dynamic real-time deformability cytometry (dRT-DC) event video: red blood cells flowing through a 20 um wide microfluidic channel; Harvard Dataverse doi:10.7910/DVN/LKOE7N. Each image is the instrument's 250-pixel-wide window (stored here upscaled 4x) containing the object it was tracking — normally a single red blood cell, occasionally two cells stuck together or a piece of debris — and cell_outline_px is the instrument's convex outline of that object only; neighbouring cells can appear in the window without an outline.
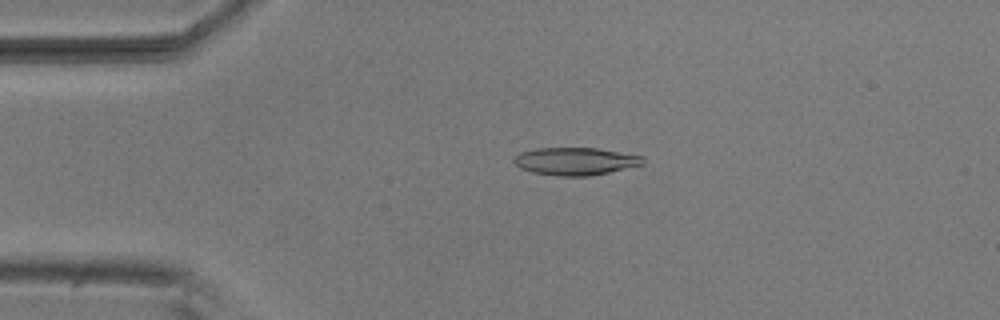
{"species": "common noctule bat (a hibernating species)", "species_latin": "Nyctalus noctula", "temperature_condition": "room temperature", "stored_images_in_passage": 52, "camera_frame_rate_fps": 3000, "um_per_image_px": 0.085, "animal": {"sex": "male", "body_mass_g": 20.5, "forearm_length_mm": 52.5}, "frame": {"image": 1, "passage_image": 11, "time_ms": 3.333, "image_size_px": [1000, 320], "cell_outline_px": [[644, 164], [608, 172], [588, 176], [556, 176], [532, 172], [520, 168], [512, 160], [520, 152], [536, 148], [596, 148], [644, 156]], "centroid_in_image_um": [48.9, 13.7], "position_along_channel_um": 36.1, "area_um2": 20.69}}
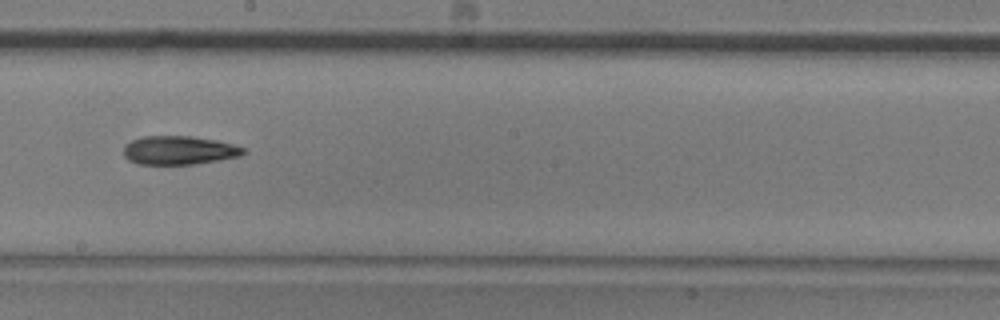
{"frame": {"image": 2, "passage_image": 29, "time_ms": 9.333, "image_size_px": [1000, 320], "cell_outline_px": [[248, 152], [240, 156], [220, 160], [192, 164], [136, 164], [128, 160], [124, 156], [124, 144], [140, 136], [192, 136], [216, 140], [232, 144], [244, 148]], "centroid_in_image_um": [15.2, 12.77], "position_along_channel_um": 233.0, "area_um2": 20.17}}
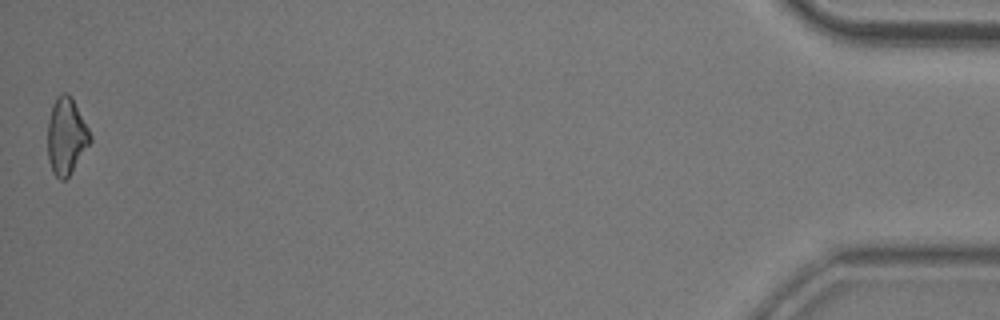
{"frame": {"image": 3, "passage_image": 52, "time_ms": 17.0, "image_size_px": [1000, 320], "cell_outline_px": [[92, 140], [68, 176], [64, 180], [60, 180], [52, 172], [48, 160], [48, 120], [52, 104], [56, 96], [60, 92], [68, 92], [88, 128], [92, 136]], "centroid_in_image_um": [5.61, 11.55], "position_along_channel_um": 429.6, "area_um2": 18.84}, "authors_computed_cell_mechanics": {"area_um2": 20.0566, "velocity_mm_per_s": 3.8303, "shape_relaxation_time_tau1_ms": 9.4134, "shape_relaxation_time_tau2_ms": 5.3516, "deformation_change_tau1": 0.1886, "deformation_change_tau2": 0.172}}